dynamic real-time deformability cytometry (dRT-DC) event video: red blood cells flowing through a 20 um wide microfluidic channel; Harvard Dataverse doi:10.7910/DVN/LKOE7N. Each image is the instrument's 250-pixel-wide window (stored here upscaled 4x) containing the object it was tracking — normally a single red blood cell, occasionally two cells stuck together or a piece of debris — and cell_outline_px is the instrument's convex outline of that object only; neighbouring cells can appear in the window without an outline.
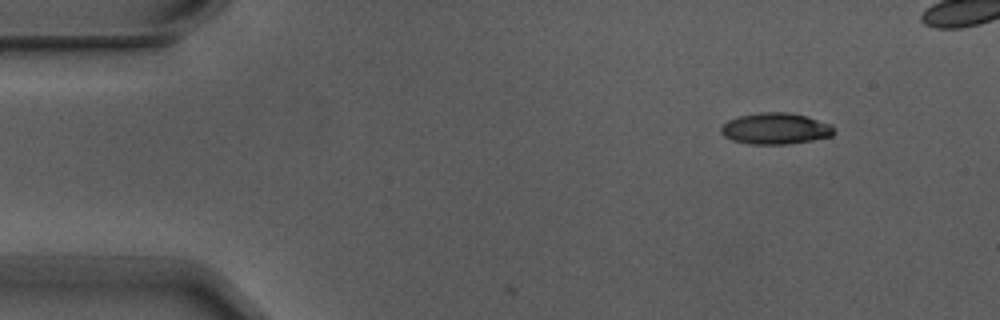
{"species": "Egyptian fruit bat (a non-hibernating species)", "species_latin": "Rousettus aegyptiacus", "temperature_condition": "warm", "stored_images_in_passage": 4, "camera_frame_rate_fps": 3000, "um_per_image_px": 0.085, "animal": {"sex": "male"}, "frame": {"image": 1, "passage_image": 1, "time_ms": 0.0, "image_size_px": [1000, 320], "cell_outline_px": [[836, 128], [832, 136], [812, 140], [788, 144], [752, 144], [732, 140], [724, 136], [720, 132], [720, 128], [728, 120], [740, 116], [760, 112], [788, 112], [808, 116], [832, 124]], "centroid_in_image_um": [65.95, 10.92], "position_along_channel_um": 19.0, "area_um2": 20.75}}